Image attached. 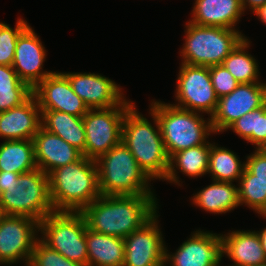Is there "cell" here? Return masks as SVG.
Listing matches in <instances>:
<instances>
[{
	"mask_svg": "<svg viewBox=\"0 0 266 266\" xmlns=\"http://www.w3.org/2000/svg\"><path fill=\"white\" fill-rule=\"evenodd\" d=\"M158 206L155 194L100 195L81 213L87 228L124 239L159 213Z\"/></svg>",
	"mask_w": 266,
	"mask_h": 266,
	"instance_id": "obj_1",
	"label": "cell"
},
{
	"mask_svg": "<svg viewBox=\"0 0 266 266\" xmlns=\"http://www.w3.org/2000/svg\"><path fill=\"white\" fill-rule=\"evenodd\" d=\"M149 121L138 112L134 103L126 112L122 126V142L133 154L139 167L153 180H164L169 167L156 115L150 110Z\"/></svg>",
	"mask_w": 266,
	"mask_h": 266,
	"instance_id": "obj_2",
	"label": "cell"
},
{
	"mask_svg": "<svg viewBox=\"0 0 266 266\" xmlns=\"http://www.w3.org/2000/svg\"><path fill=\"white\" fill-rule=\"evenodd\" d=\"M48 184L55 211L81 212L101 195L96 161L85 156L51 171Z\"/></svg>",
	"mask_w": 266,
	"mask_h": 266,
	"instance_id": "obj_3",
	"label": "cell"
},
{
	"mask_svg": "<svg viewBox=\"0 0 266 266\" xmlns=\"http://www.w3.org/2000/svg\"><path fill=\"white\" fill-rule=\"evenodd\" d=\"M149 109L156 115L161 136L169 158L181 150L205 144L215 134L211 118L202 113L173 106L171 103L152 100Z\"/></svg>",
	"mask_w": 266,
	"mask_h": 266,
	"instance_id": "obj_4",
	"label": "cell"
},
{
	"mask_svg": "<svg viewBox=\"0 0 266 266\" xmlns=\"http://www.w3.org/2000/svg\"><path fill=\"white\" fill-rule=\"evenodd\" d=\"M101 195L155 194L151 179L139 167L123 142L96 160Z\"/></svg>",
	"mask_w": 266,
	"mask_h": 266,
	"instance_id": "obj_5",
	"label": "cell"
},
{
	"mask_svg": "<svg viewBox=\"0 0 266 266\" xmlns=\"http://www.w3.org/2000/svg\"><path fill=\"white\" fill-rule=\"evenodd\" d=\"M185 36L180 56L182 63L212 67L224 59L245 38L240 30L185 23Z\"/></svg>",
	"mask_w": 266,
	"mask_h": 266,
	"instance_id": "obj_6",
	"label": "cell"
},
{
	"mask_svg": "<svg viewBox=\"0 0 266 266\" xmlns=\"http://www.w3.org/2000/svg\"><path fill=\"white\" fill-rule=\"evenodd\" d=\"M86 229L81 212L54 211L39 222V238L68 260L88 266Z\"/></svg>",
	"mask_w": 266,
	"mask_h": 266,
	"instance_id": "obj_7",
	"label": "cell"
},
{
	"mask_svg": "<svg viewBox=\"0 0 266 266\" xmlns=\"http://www.w3.org/2000/svg\"><path fill=\"white\" fill-rule=\"evenodd\" d=\"M17 187L0 194V203L6 215L26 216L38 222L54 212L50 195L48 175L35 168L22 173Z\"/></svg>",
	"mask_w": 266,
	"mask_h": 266,
	"instance_id": "obj_8",
	"label": "cell"
},
{
	"mask_svg": "<svg viewBox=\"0 0 266 266\" xmlns=\"http://www.w3.org/2000/svg\"><path fill=\"white\" fill-rule=\"evenodd\" d=\"M133 104V101L125 99L118 106L88 110L83 116L86 133L85 157L96 161L122 142L124 116Z\"/></svg>",
	"mask_w": 266,
	"mask_h": 266,
	"instance_id": "obj_9",
	"label": "cell"
},
{
	"mask_svg": "<svg viewBox=\"0 0 266 266\" xmlns=\"http://www.w3.org/2000/svg\"><path fill=\"white\" fill-rule=\"evenodd\" d=\"M176 82L175 104L181 109L198 113L214 114L218 97L214 91L210 67L193 66L181 62Z\"/></svg>",
	"mask_w": 266,
	"mask_h": 266,
	"instance_id": "obj_10",
	"label": "cell"
},
{
	"mask_svg": "<svg viewBox=\"0 0 266 266\" xmlns=\"http://www.w3.org/2000/svg\"><path fill=\"white\" fill-rule=\"evenodd\" d=\"M38 232V221L26 216L6 215L0 222V263L10 266L23 261L28 266Z\"/></svg>",
	"mask_w": 266,
	"mask_h": 266,
	"instance_id": "obj_11",
	"label": "cell"
},
{
	"mask_svg": "<svg viewBox=\"0 0 266 266\" xmlns=\"http://www.w3.org/2000/svg\"><path fill=\"white\" fill-rule=\"evenodd\" d=\"M266 83H239L230 94L218 99L211 116L214 133H223L237 119L265 104Z\"/></svg>",
	"mask_w": 266,
	"mask_h": 266,
	"instance_id": "obj_12",
	"label": "cell"
},
{
	"mask_svg": "<svg viewBox=\"0 0 266 266\" xmlns=\"http://www.w3.org/2000/svg\"><path fill=\"white\" fill-rule=\"evenodd\" d=\"M158 213L142 228L124 238L123 266H165V240Z\"/></svg>",
	"mask_w": 266,
	"mask_h": 266,
	"instance_id": "obj_13",
	"label": "cell"
},
{
	"mask_svg": "<svg viewBox=\"0 0 266 266\" xmlns=\"http://www.w3.org/2000/svg\"><path fill=\"white\" fill-rule=\"evenodd\" d=\"M221 233L197 229L174 253L165 247V266H220L222 261Z\"/></svg>",
	"mask_w": 266,
	"mask_h": 266,
	"instance_id": "obj_14",
	"label": "cell"
},
{
	"mask_svg": "<svg viewBox=\"0 0 266 266\" xmlns=\"http://www.w3.org/2000/svg\"><path fill=\"white\" fill-rule=\"evenodd\" d=\"M72 90L89 109H106L120 105L126 98L119 84L98 73L63 72Z\"/></svg>",
	"mask_w": 266,
	"mask_h": 266,
	"instance_id": "obj_15",
	"label": "cell"
},
{
	"mask_svg": "<svg viewBox=\"0 0 266 266\" xmlns=\"http://www.w3.org/2000/svg\"><path fill=\"white\" fill-rule=\"evenodd\" d=\"M40 110H56L83 117L89 110L84 101L72 90L67 76L54 71L33 90Z\"/></svg>",
	"mask_w": 266,
	"mask_h": 266,
	"instance_id": "obj_16",
	"label": "cell"
},
{
	"mask_svg": "<svg viewBox=\"0 0 266 266\" xmlns=\"http://www.w3.org/2000/svg\"><path fill=\"white\" fill-rule=\"evenodd\" d=\"M46 49L29 25L18 37L12 67L18 77L32 90L53 71L43 70Z\"/></svg>",
	"mask_w": 266,
	"mask_h": 266,
	"instance_id": "obj_17",
	"label": "cell"
},
{
	"mask_svg": "<svg viewBox=\"0 0 266 266\" xmlns=\"http://www.w3.org/2000/svg\"><path fill=\"white\" fill-rule=\"evenodd\" d=\"M41 128V110L32 94L21 105L0 112V138L5 140H33Z\"/></svg>",
	"mask_w": 266,
	"mask_h": 266,
	"instance_id": "obj_18",
	"label": "cell"
},
{
	"mask_svg": "<svg viewBox=\"0 0 266 266\" xmlns=\"http://www.w3.org/2000/svg\"><path fill=\"white\" fill-rule=\"evenodd\" d=\"M37 168L47 175L67 164L78 161L82 153L54 133L42 126L33 137Z\"/></svg>",
	"mask_w": 266,
	"mask_h": 266,
	"instance_id": "obj_19",
	"label": "cell"
},
{
	"mask_svg": "<svg viewBox=\"0 0 266 266\" xmlns=\"http://www.w3.org/2000/svg\"><path fill=\"white\" fill-rule=\"evenodd\" d=\"M222 237V255L233 263L228 266H256L266 263L261 240L255 230H233Z\"/></svg>",
	"mask_w": 266,
	"mask_h": 266,
	"instance_id": "obj_20",
	"label": "cell"
},
{
	"mask_svg": "<svg viewBox=\"0 0 266 266\" xmlns=\"http://www.w3.org/2000/svg\"><path fill=\"white\" fill-rule=\"evenodd\" d=\"M189 22L202 26L238 30L237 23L244 14L241 0H194Z\"/></svg>",
	"mask_w": 266,
	"mask_h": 266,
	"instance_id": "obj_21",
	"label": "cell"
},
{
	"mask_svg": "<svg viewBox=\"0 0 266 266\" xmlns=\"http://www.w3.org/2000/svg\"><path fill=\"white\" fill-rule=\"evenodd\" d=\"M210 141L174 153L169 158L168 172L163 181L181 186L178 171L191 179L207 174L209 168Z\"/></svg>",
	"mask_w": 266,
	"mask_h": 266,
	"instance_id": "obj_22",
	"label": "cell"
},
{
	"mask_svg": "<svg viewBox=\"0 0 266 266\" xmlns=\"http://www.w3.org/2000/svg\"><path fill=\"white\" fill-rule=\"evenodd\" d=\"M41 126L62 138L84 156L86 133L83 117L56 110H41Z\"/></svg>",
	"mask_w": 266,
	"mask_h": 266,
	"instance_id": "obj_23",
	"label": "cell"
},
{
	"mask_svg": "<svg viewBox=\"0 0 266 266\" xmlns=\"http://www.w3.org/2000/svg\"><path fill=\"white\" fill-rule=\"evenodd\" d=\"M192 204L212 214H225L240 206L238 186L232 182L214 181L193 194Z\"/></svg>",
	"mask_w": 266,
	"mask_h": 266,
	"instance_id": "obj_24",
	"label": "cell"
},
{
	"mask_svg": "<svg viewBox=\"0 0 266 266\" xmlns=\"http://www.w3.org/2000/svg\"><path fill=\"white\" fill-rule=\"evenodd\" d=\"M88 266H123L124 239L86 229Z\"/></svg>",
	"mask_w": 266,
	"mask_h": 266,
	"instance_id": "obj_25",
	"label": "cell"
},
{
	"mask_svg": "<svg viewBox=\"0 0 266 266\" xmlns=\"http://www.w3.org/2000/svg\"><path fill=\"white\" fill-rule=\"evenodd\" d=\"M37 168L33 140H3L0 171L26 173Z\"/></svg>",
	"mask_w": 266,
	"mask_h": 266,
	"instance_id": "obj_26",
	"label": "cell"
},
{
	"mask_svg": "<svg viewBox=\"0 0 266 266\" xmlns=\"http://www.w3.org/2000/svg\"><path fill=\"white\" fill-rule=\"evenodd\" d=\"M245 168L238 155L225 147L210 142L209 168L207 174L211 180L239 182Z\"/></svg>",
	"mask_w": 266,
	"mask_h": 266,
	"instance_id": "obj_27",
	"label": "cell"
},
{
	"mask_svg": "<svg viewBox=\"0 0 266 266\" xmlns=\"http://www.w3.org/2000/svg\"><path fill=\"white\" fill-rule=\"evenodd\" d=\"M251 42L245 37L224 59L223 65L239 83H264L259 79L257 60L247 50Z\"/></svg>",
	"mask_w": 266,
	"mask_h": 266,
	"instance_id": "obj_28",
	"label": "cell"
},
{
	"mask_svg": "<svg viewBox=\"0 0 266 266\" xmlns=\"http://www.w3.org/2000/svg\"><path fill=\"white\" fill-rule=\"evenodd\" d=\"M32 95V89L23 82L12 66L0 65V112L17 107Z\"/></svg>",
	"mask_w": 266,
	"mask_h": 266,
	"instance_id": "obj_29",
	"label": "cell"
},
{
	"mask_svg": "<svg viewBox=\"0 0 266 266\" xmlns=\"http://www.w3.org/2000/svg\"><path fill=\"white\" fill-rule=\"evenodd\" d=\"M256 148L262 149L266 145V104L233 122L227 129Z\"/></svg>",
	"mask_w": 266,
	"mask_h": 266,
	"instance_id": "obj_30",
	"label": "cell"
},
{
	"mask_svg": "<svg viewBox=\"0 0 266 266\" xmlns=\"http://www.w3.org/2000/svg\"><path fill=\"white\" fill-rule=\"evenodd\" d=\"M237 186L240 206L246 205L260 216L266 215V182L253 179V174L244 168Z\"/></svg>",
	"mask_w": 266,
	"mask_h": 266,
	"instance_id": "obj_31",
	"label": "cell"
},
{
	"mask_svg": "<svg viewBox=\"0 0 266 266\" xmlns=\"http://www.w3.org/2000/svg\"><path fill=\"white\" fill-rule=\"evenodd\" d=\"M15 27H10L5 22H0V65L12 66L17 39L29 26V23L18 17Z\"/></svg>",
	"mask_w": 266,
	"mask_h": 266,
	"instance_id": "obj_32",
	"label": "cell"
},
{
	"mask_svg": "<svg viewBox=\"0 0 266 266\" xmlns=\"http://www.w3.org/2000/svg\"><path fill=\"white\" fill-rule=\"evenodd\" d=\"M28 266H84L68 260L54 249L46 245L40 238L34 244Z\"/></svg>",
	"mask_w": 266,
	"mask_h": 266,
	"instance_id": "obj_33",
	"label": "cell"
},
{
	"mask_svg": "<svg viewBox=\"0 0 266 266\" xmlns=\"http://www.w3.org/2000/svg\"><path fill=\"white\" fill-rule=\"evenodd\" d=\"M210 77L218 98L230 94L239 85L223 64L210 67Z\"/></svg>",
	"mask_w": 266,
	"mask_h": 266,
	"instance_id": "obj_34",
	"label": "cell"
},
{
	"mask_svg": "<svg viewBox=\"0 0 266 266\" xmlns=\"http://www.w3.org/2000/svg\"><path fill=\"white\" fill-rule=\"evenodd\" d=\"M245 157V168L253 174V179L266 182V152L263 149H255Z\"/></svg>",
	"mask_w": 266,
	"mask_h": 266,
	"instance_id": "obj_35",
	"label": "cell"
},
{
	"mask_svg": "<svg viewBox=\"0 0 266 266\" xmlns=\"http://www.w3.org/2000/svg\"><path fill=\"white\" fill-rule=\"evenodd\" d=\"M19 173L0 171V194L5 192L6 189H10L12 187H17V179L19 177Z\"/></svg>",
	"mask_w": 266,
	"mask_h": 266,
	"instance_id": "obj_36",
	"label": "cell"
},
{
	"mask_svg": "<svg viewBox=\"0 0 266 266\" xmlns=\"http://www.w3.org/2000/svg\"><path fill=\"white\" fill-rule=\"evenodd\" d=\"M265 3L266 0H241V6L244 12L249 8L251 12L255 13Z\"/></svg>",
	"mask_w": 266,
	"mask_h": 266,
	"instance_id": "obj_37",
	"label": "cell"
},
{
	"mask_svg": "<svg viewBox=\"0 0 266 266\" xmlns=\"http://www.w3.org/2000/svg\"><path fill=\"white\" fill-rule=\"evenodd\" d=\"M253 15H256V17H258V20L266 24V3L261 6L255 13H253Z\"/></svg>",
	"mask_w": 266,
	"mask_h": 266,
	"instance_id": "obj_38",
	"label": "cell"
},
{
	"mask_svg": "<svg viewBox=\"0 0 266 266\" xmlns=\"http://www.w3.org/2000/svg\"><path fill=\"white\" fill-rule=\"evenodd\" d=\"M256 232L260 237L262 248H263L264 254L266 256V227L259 230V231L257 230Z\"/></svg>",
	"mask_w": 266,
	"mask_h": 266,
	"instance_id": "obj_39",
	"label": "cell"
},
{
	"mask_svg": "<svg viewBox=\"0 0 266 266\" xmlns=\"http://www.w3.org/2000/svg\"><path fill=\"white\" fill-rule=\"evenodd\" d=\"M6 216L4 210H3V207L0 203V222L3 220V218Z\"/></svg>",
	"mask_w": 266,
	"mask_h": 266,
	"instance_id": "obj_40",
	"label": "cell"
},
{
	"mask_svg": "<svg viewBox=\"0 0 266 266\" xmlns=\"http://www.w3.org/2000/svg\"><path fill=\"white\" fill-rule=\"evenodd\" d=\"M256 266H266V263H264V264H260V265H256Z\"/></svg>",
	"mask_w": 266,
	"mask_h": 266,
	"instance_id": "obj_41",
	"label": "cell"
},
{
	"mask_svg": "<svg viewBox=\"0 0 266 266\" xmlns=\"http://www.w3.org/2000/svg\"><path fill=\"white\" fill-rule=\"evenodd\" d=\"M262 149L266 152V145Z\"/></svg>",
	"mask_w": 266,
	"mask_h": 266,
	"instance_id": "obj_42",
	"label": "cell"
}]
</instances>
